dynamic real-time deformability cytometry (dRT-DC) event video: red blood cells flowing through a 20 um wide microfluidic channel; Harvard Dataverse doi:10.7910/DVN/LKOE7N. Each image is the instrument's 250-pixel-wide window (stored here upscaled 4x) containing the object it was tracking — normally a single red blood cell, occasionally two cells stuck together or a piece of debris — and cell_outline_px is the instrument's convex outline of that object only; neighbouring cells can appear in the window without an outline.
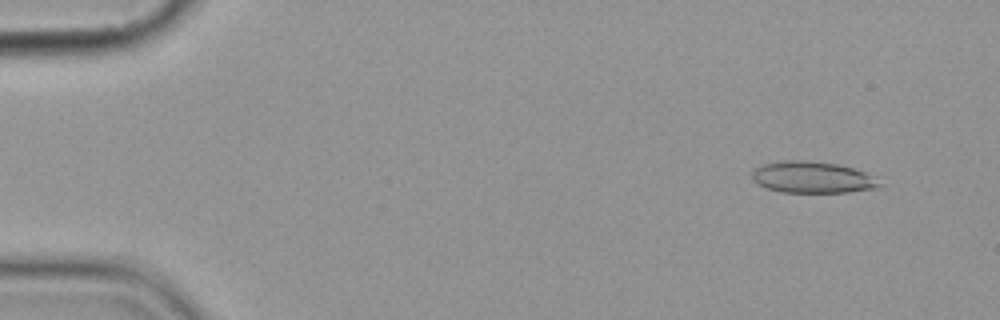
{"species": "common noctule bat (a hibernating species)", "species_latin": "Nyctalus noctula", "temperature_condition": "cold", "stored_images_in_passage": 6, "camera_frame_rate_fps": 3000, "um_per_image_px": 0.085, "animal": {"sex": "female", "body_mass_g": 19.9}, "frame": {"image": 1, "passage_image": 2, "time_ms": 1.0, "image_size_px": [1000, 320], "cell_outline_px": [[880, 188], [848, 192], [780, 192], [768, 188], [752, 180], [752, 172], [756, 168], [764, 164], [784, 160], [808, 160], [840, 164], [864, 172], [880, 184]], "centroid_in_image_um": [69.03, 15.06], "position_along_channel_um": 16.0, "area_um2": 23.18}}
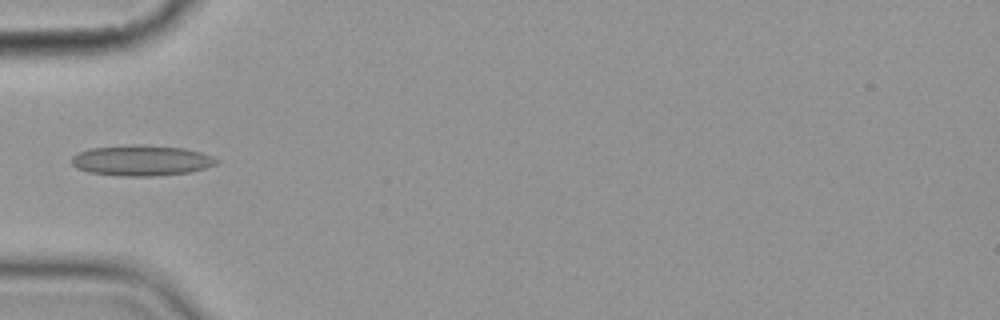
{"frame": {"image": 2, "passage_image": 6, "time_ms": 5.667, "image_size_px": [1000, 320], "cell_outline_px": [[220, 160], [216, 164], [204, 168], [188, 172], [152, 176], [120, 176], [88, 172], [76, 168], [72, 164], [72, 156], [80, 152], [92, 148], [140, 144], [184, 148], [200, 152], [212, 156]], "centroid_in_image_um": [12.02, 13.64], "position_along_channel_um": 73.0, "area_um2": 25.66}}